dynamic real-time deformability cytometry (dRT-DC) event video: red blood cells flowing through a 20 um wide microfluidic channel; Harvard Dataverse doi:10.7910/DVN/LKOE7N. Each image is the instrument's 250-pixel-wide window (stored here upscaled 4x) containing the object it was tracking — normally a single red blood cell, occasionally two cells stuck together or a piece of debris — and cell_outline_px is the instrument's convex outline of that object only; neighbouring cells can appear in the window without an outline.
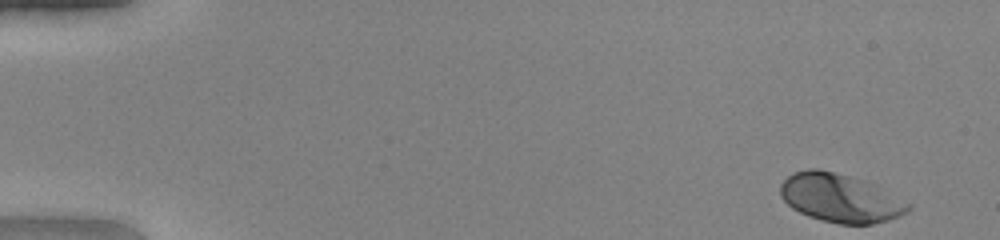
{"species": "human", "species_latin": "Homo sapiens", "temperature_condition": "warm", "stored_images_in_passage": 48, "camera_frame_rate_fps": 3000, "um_per_image_px": 0.085, "donor": {"sex": "female"}, "frame": {"image": 1, "passage_image": 1, "time_ms": 0.0, "image_size_px": [1000, 240], "cell_outline_px": [[912, 208], [908, 212], [900, 216], [888, 220], [872, 224], [840, 224], [820, 220], [808, 216], [792, 208], [780, 196], [780, 184], [792, 172], [808, 168], [816, 168], [864, 180], [876, 184], [912, 204]], "centroid_in_image_um": [71.44, 16.83], "position_along_channel_um": 13.6, "area_um2": 36.41}}
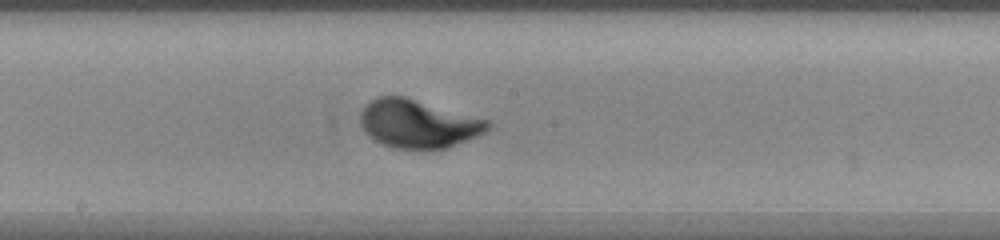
{"frame": {"image": 2, "passage_image": 26, "time_ms": 8.333, "image_size_px": [1000, 240], "cell_outline_px": [[492, 128], [488, 132], [480, 136], [448, 148], [392, 148], [380, 144], [368, 136], [364, 132], [360, 120], [360, 112], [364, 104], [368, 100], [376, 96], [404, 96], [488, 120], [492, 124]], "centroid_in_image_um": [35.54, 10.52], "position_along_channel_um": 212.7, "area_um2": 36.3}}
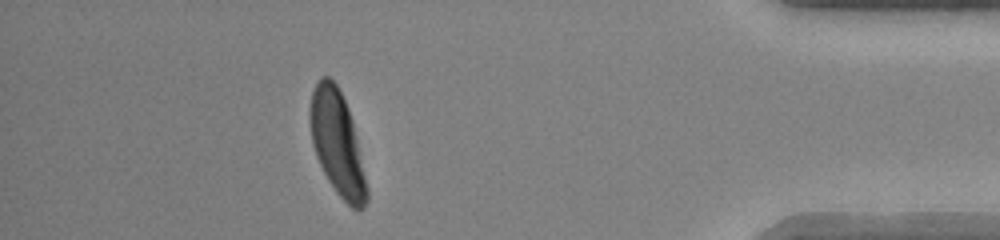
{"frame": {"image": 3, "passage_image": 43, "time_ms": 14.0, "image_size_px": [1000, 240], "cell_outline_px": [[368, 200], [364, 208], [356, 212], [336, 192], [328, 180], [316, 156], [312, 144], [308, 120], [308, 108], [312, 92], [316, 80], [320, 76], [328, 76], [336, 84], [348, 108], [352, 120], [368, 192]], "centroid_in_image_um": [28.62, 12.15], "position_along_channel_um": 406.6, "area_um2": 34.39}, "authors_computed_cell_mechanics": {"area_um2": 35.1135, "velocity_mm_per_s": 4.1434, "shape_relaxation_time_tau1_ms": 1.8159, "shape_relaxation_time_tau2_ms": null, "deformation_change_tau1": 0.1637, "deformation_change_tau2": null}}